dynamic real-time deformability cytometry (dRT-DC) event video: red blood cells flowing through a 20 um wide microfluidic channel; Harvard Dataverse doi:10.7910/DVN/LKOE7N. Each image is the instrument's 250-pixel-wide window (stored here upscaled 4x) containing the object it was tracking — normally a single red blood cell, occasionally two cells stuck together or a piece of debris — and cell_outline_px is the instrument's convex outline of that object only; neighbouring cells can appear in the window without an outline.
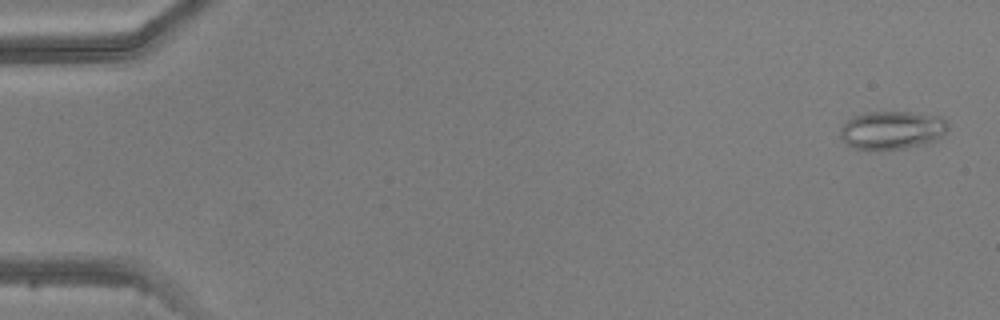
{"species": "common noctule bat (a hibernating species)", "species_latin": "Nyctalus noctula", "temperature_condition": "warm", "stored_images_in_passage": 4, "camera_frame_rate_fps": 3000, "um_per_image_px": 0.085, "animal": {"sex": "male", "body_mass_g": 20.5, "forearm_length_mm": 52.5}, "frame": {"image": 1, "passage_image": 1, "time_ms": 0.0, "image_size_px": [1000, 320], "cell_outline_px": [[948, 128], [936, 140], [924, 144], [904, 148], [880, 152], [856, 148], [848, 144], [840, 136], [840, 128], [848, 120], [856, 116], [868, 112], [912, 112], [940, 116], [948, 124]], "centroid_in_image_um": [75.82, 11.08], "position_along_channel_um": 9.2, "area_um2": 24.1}}